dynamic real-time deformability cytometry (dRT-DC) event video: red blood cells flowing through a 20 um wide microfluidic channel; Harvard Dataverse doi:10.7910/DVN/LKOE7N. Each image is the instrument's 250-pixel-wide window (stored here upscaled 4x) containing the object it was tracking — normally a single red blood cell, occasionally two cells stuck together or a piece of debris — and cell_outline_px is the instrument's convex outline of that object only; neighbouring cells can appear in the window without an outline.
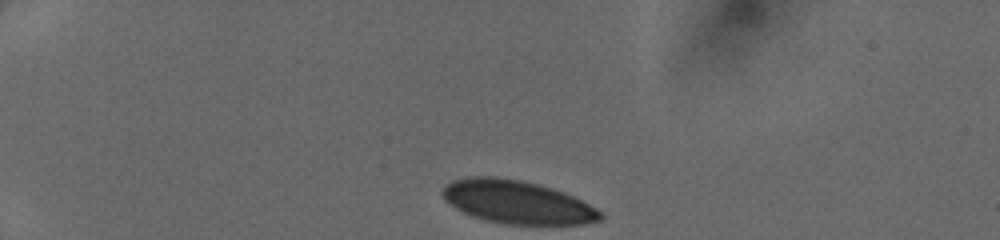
{"species": "human", "species_latin": "Homo sapiens", "temperature_condition": "cold", "stored_images_in_passage": 34, "camera_frame_rate_fps": 3000, "um_per_image_px": 0.085, "donor": {"sex": "female"}, "frame": {"image": 1, "passage_image": 1, "time_ms": 0.0, "image_size_px": [1000, 240], "cell_outline_px": [[604, 216], [600, 220], [584, 224], [504, 224], [484, 220], [472, 216], [456, 208], [444, 200], [440, 192], [444, 184], [452, 180], [468, 176], [496, 176], [520, 180], [552, 188], [564, 192], [596, 208]], "centroid_in_image_um": [43.89, 17.16], "position_along_channel_um": 41.1, "area_um2": 39.77}}
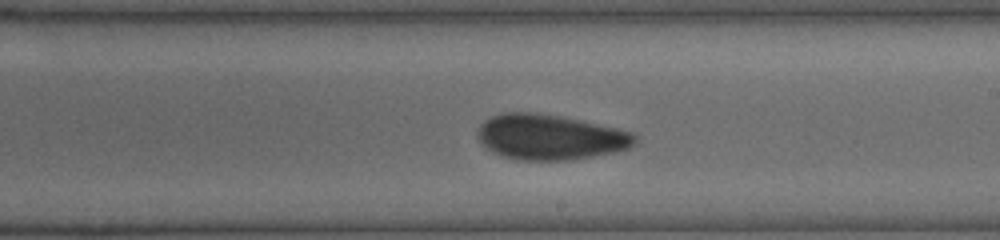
{"frame": {"image": 2, "passage_image": 20, "time_ms": 6.333, "image_size_px": [1000, 240], "cell_outline_px": [[640, 140], [636, 144], [628, 148], [616, 152], [568, 160], [516, 160], [500, 156], [492, 152], [480, 144], [476, 136], [476, 132], [480, 124], [484, 120], [500, 112], [536, 112], [560, 116], [580, 120], [636, 132]], "centroid_in_image_um": [46.75, 11.65], "position_along_channel_um": 242.3, "area_um2": 42.31}}
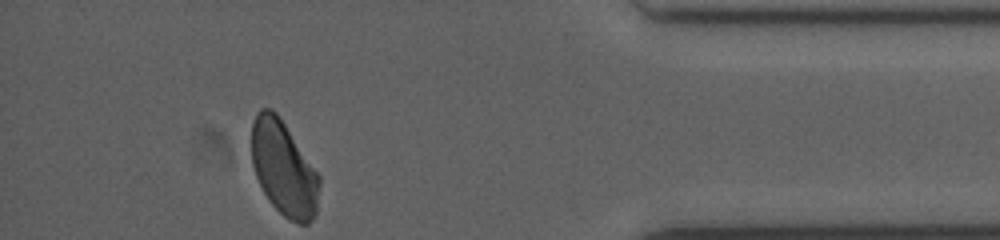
{"frame": {"image": 3, "passage_image": 34, "time_ms": 11.0, "image_size_px": [1000, 240], "cell_outline_px": [[320, 184], [316, 212], [312, 220], [308, 224], [300, 224], [288, 220], [268, 200], [256, 176], [252, 164], [252, 124], [256, 112], [260, 108], [272, 108], [276, 112], [320, 176]], "centroid_in_image_um": [24.11, 14.33], "position_along_channel_um": 411.1, "area_um2": 37.22}}